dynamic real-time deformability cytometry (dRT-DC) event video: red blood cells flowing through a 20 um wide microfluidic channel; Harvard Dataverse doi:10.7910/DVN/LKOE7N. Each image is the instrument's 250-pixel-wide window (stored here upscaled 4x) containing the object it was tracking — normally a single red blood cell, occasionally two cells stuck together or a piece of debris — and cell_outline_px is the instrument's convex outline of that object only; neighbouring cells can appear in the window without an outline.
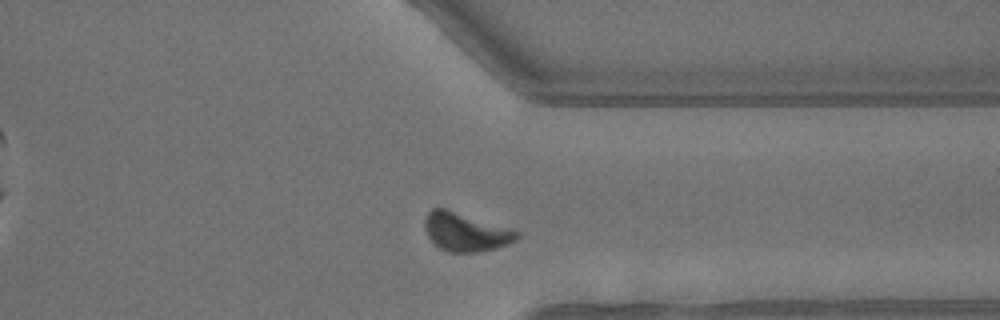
{"species": "common noctule bat (a hibernating species)", "species_latin": "Nyctalus noctula", "temperature_condition": "warm", "stored_images_in_passage": 31, "camera_frame_rate_fps": 3000, "um_per_image_px": 0.085, "animal": {"sex": "male", "body_mass_g": 13.3}, "frame": {"image": 1, "passage_image": 27, "time_ms": 8.667, "image_size_px": [1000, 320], "cell_outline_px": [[520, 236], [516, 240], [508, 244], [496, 248], [476, 252], [448, 252], [440, 248], [428, 236], [424, 228], [424, 220], [428, 212], [432, 208], [444, 208], [516, 228], [520, 232]], "centroid_in_image_um": [39.64, 19.7], "position_along_channel_um": 371.8, "area_um2": 21.04}, "authors_computed_cell_mechanics": {"area_um2": 20.9236, "velocity_mm_per_s": 4.6087, "shape_relaxation_time_tau1_ms": 2.6096, "shape_relaxation_time_tau2_ms": 7.2767, "deformation_change_tau1": 0.1361, "deformation_change_tau2": 0.1406}}